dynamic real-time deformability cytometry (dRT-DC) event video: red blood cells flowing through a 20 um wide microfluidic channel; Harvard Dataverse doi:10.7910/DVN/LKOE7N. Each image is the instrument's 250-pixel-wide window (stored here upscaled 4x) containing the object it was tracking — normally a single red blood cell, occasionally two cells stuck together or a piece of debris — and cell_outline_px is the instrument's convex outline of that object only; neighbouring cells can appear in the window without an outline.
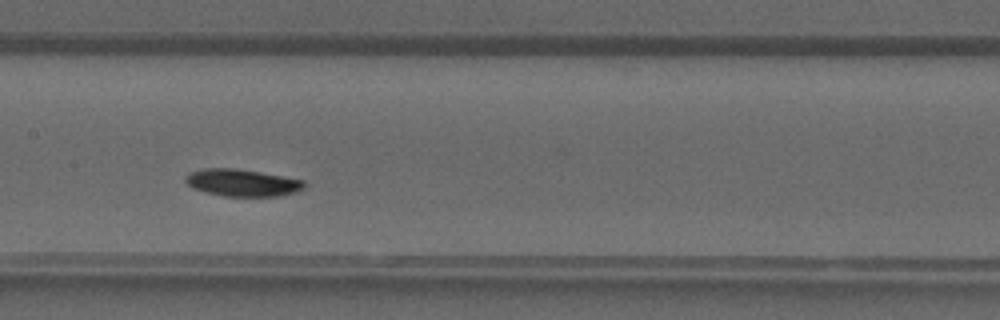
{"species": "common noctule bat (a hibernating species)", "species_latin": "Nyctalus noctula", "temperature_condition": "warm", "stored_images_in_passage": 34, "camera_frame_rate_fps": 3000, "um_per_image_px": 0.085, "animal": {"sex": "male", "forearm_length_mm": 52.5}, "frame": {"image": 1, "passage_image": 14, "time_ms": 4.333, "image_size_px": [1000, 320], "cell_outline_px": [[304, 188], [296, 192], [280, 196], [224, 196], [192, 188], [184, 180], [184, 176], [192, 172], [204, 168], [236, 168], [260, 172], [304, 180]], "centroid_in_image_um": [20.59, 15.53], "position_along_channel_um": 186.8, "area_um2": 18.67}}
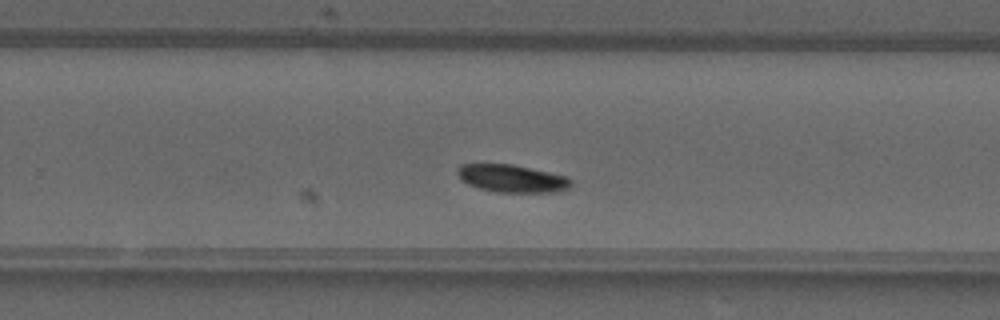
{"frame": {"image": 2, "passage_image": 20, "time_ms": 6.333, "image_size_px": [1000, 320], "cell_outline_px": [[572, 184], [568, 188], [556, 192], [496, 192], [476, 188], [468, 184], [456, 172], [456, 168], [460, 164], [512, 164], [568, 176], [572, 180]], "centroid_in_image_um": [43.52, 15.17], "position_along_channel_um": 286.3, "area_um2": 18.38}}
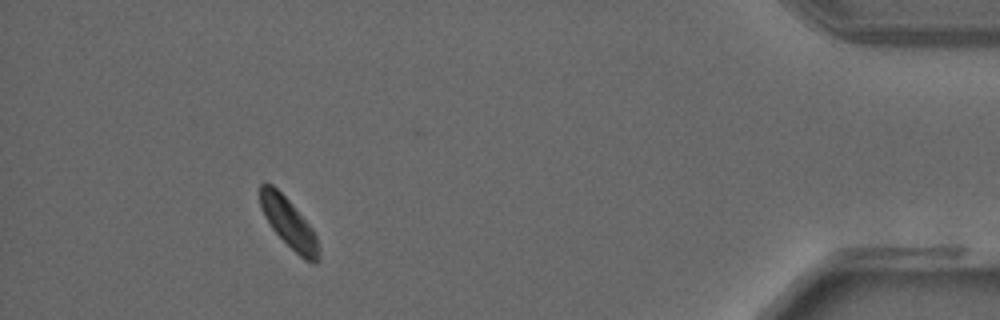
{"frame": {"image": 3, "passage_image": 31, "time_ms": 10.0, "image_size_px": [1000, 320], "cell_outline_px": [[320, 252], [316, 264], [312, 264], [304, 260], [272, 228], [264, 216], [260, 208], [260, 184], [264, 180], [272, 184], [288, 200], [312, 228], [316, 236], [320, 248]], "centroid_in_image_um": [24.54, 18.96], "position_along_channel_um": 410.7, "area_um2": 16.82}}